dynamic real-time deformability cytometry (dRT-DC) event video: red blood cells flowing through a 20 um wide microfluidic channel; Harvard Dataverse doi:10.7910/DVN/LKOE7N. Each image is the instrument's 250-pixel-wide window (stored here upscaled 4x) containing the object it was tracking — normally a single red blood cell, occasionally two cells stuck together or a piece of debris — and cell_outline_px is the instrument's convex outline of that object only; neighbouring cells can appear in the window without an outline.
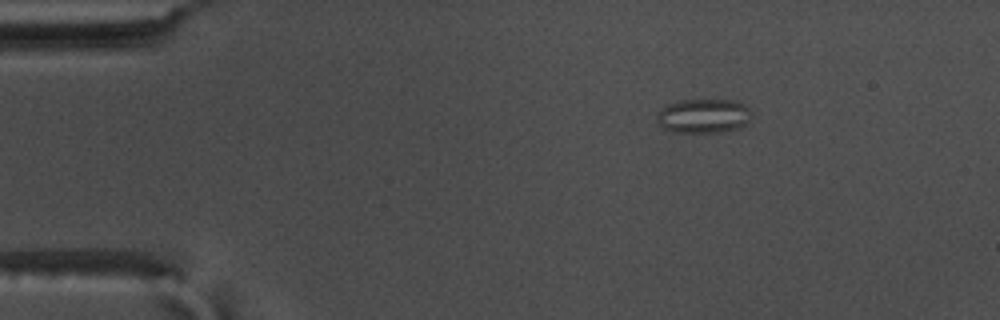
{"species": "common noctule bat (a hibernating species)", "species_latin": "Nyctalus noctula", "temperature_condition": "warm", "stored_images_in_passage": 49, "camera_frame_rate_fps": 3000, "um_per_image_px": 0.085, "animal": {"sex": "male", "body_mass_g": 17.5, "forearm_length_mm": 52.3}, "frame": {"image": 1, "passage_image": 1, "time_ms": 0.0, "image_size_px": [1000, 320], "cell_outline_px": [[752, 112], [748, 120], [740, 128], [716, 132], [672, 132], [664, 128], [656, 120], [656, 116], [668, 104], [680, 100], [732, 100], [744, 104]], "centroid_in_image_um": [59.8, 9.85], "position_along_channel_um": 25.2, "area_um2": 18.67}}
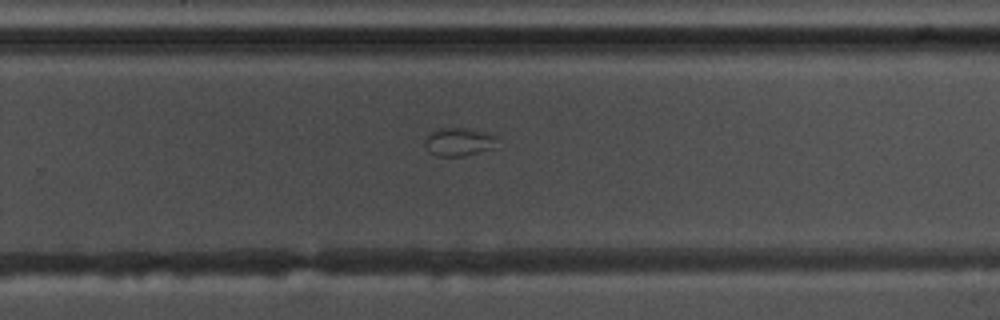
{"frame": {"image": 2, "passage_image": 29, "time_ms": 9.333, "image_size_px": [1000, 320], "cell_outline_px": [[500, 136], [492, 148], [464, 156], [436, 156], [428, 152], [424, 144], [424, 140], [432, 132], [440, 128], [460, 128]], "centroid_in_image_um": [38.96, 12.08], "position_along_channel_um": 290.8, "area_um2": 11.68}}
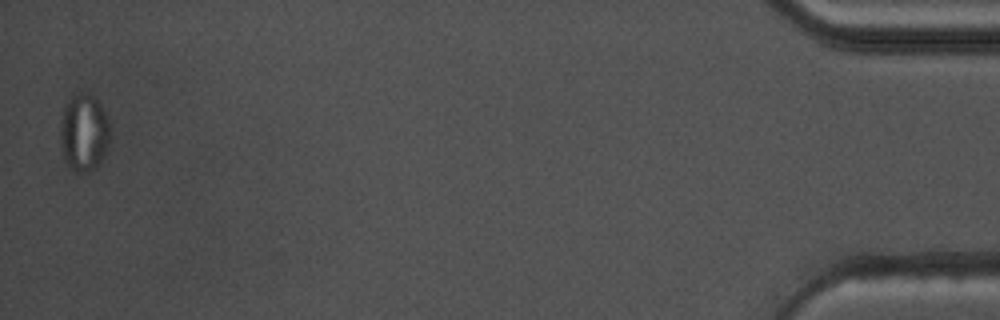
{"frame": {"image": 3, "passage_image": 48, "time_ms": 15.667, "image_size_px": [1000, 320], "cell_outline_px": [[108, 144], [104, 156], [92, 168], [72, 168], [64, 160], [60, 144], [60, 120], [64, 104], [72, 96], [84, 92], [92, 96], [100, 104], [108, 116]], "centroid_in_image_um": [7.1, 11.18], "position_along_channel_um": 428.1, "area_um2": 21.79}}